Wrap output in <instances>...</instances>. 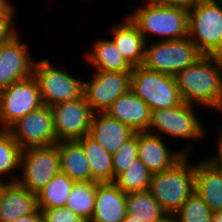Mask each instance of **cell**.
I'll return each instance as SVG.
<instances>
[{"instance_id": "39", "label": "cell", "mask_w": 222, "mask_h": 222, "mask_svg": "<svg viewBox=\"0 0 222 222\" xmlns=\"http://www.w3.org/2000/svg\"><path fill=\"white\" fill-rule=\"evenodd\" d=\"M121 222H143L139 219H136L134 216L126 215V217Z\"/></svg>"}, {"instance_id": "25", "label": "cell", "mask_w": 222, "mask_h": 222, "mask_svg": "<svg viewBox=\"0 0 222 222\" xmlns=\"http://www.w3.org/2000/svg\"><path fill=\"white\" fill-rule=\"evenodd\" d=\"M126 208L127 215L143 222H160L168 216L149 190L127 193Z\"/></svg>"}, {"instance_id": "44", "label": "cell", "mask_w": 222, "mask_h": 222, "mask_svg": "<svg viewBox=\"0 0 222 222\" xmlns=\"http://www.w3.org/2000/svg\"><path fill=\"white\" fill-rule=\"evenodd\" d=\"M38 222H47L43 217Z\"/></svg>"}, {"instance_id": "23", "label": "cell", "mask_w": 222, "mask_h": 222, "mask_svg": "<svg viewBox=\"0 0 222 222\" xmlns=\"http://www.w3.org/2000/svg\"><path fill=\"white\" fill-rule=\"evenodd\" d=\"M97 39L84 55L85 60H88L95 70L131 72L133 67L124 59L111 39Z\"/></svg>"}, {"instance_id": "1", "label": "cell", "mask_w": 222, "mask_h": 222, "mask_svg": "<svg viewBox=\"0 0 222 222\" xmlns=\"http://www.w3.org/2000/svg\"><path fill=\"white\" fill-rule=\"evenodd\" d=\"M175 78L185 103L222 113V65L218 56L203 55Z\"/></svg>"}, {"instance_id": "29", "label": "cell", "mask_w": 222, "mask_h": 222, "mask_svg": "<svg viewBox=\"0 0 222 222\" xmlns=\"http://www.w3.org/2000/svg\"><path fill=\"white\" fill-rule=\"evenodd\" d=\"M152 173L139 158L132 161L126 171L120 173L114 180V184L125 193L146 191Z\"/></svg>"}, {"instance_id": "21", "label": "cell", "mask_w": 222, "mask_h": 222, "mask_svg": "<svg viewBox=\"0 0 222 222\" xmlns=\"http://www.w3.org/2000/svg\"><path fill=\"white\" fill-rule=\"evenodd\" d=\"M195 191L212 212L222 210V173L204 158L195 162Z\"/></svg>"}, {"instance_id": "33", "label": "cell", "mask_w": 222, "mask_h": 222, "mask_svg": "<svg viewBox=\"0 0 222 222\" xmlns=\"http://www.w3.org/2000/svg\"><path fill=\"white\" fill-rule=\"evenodd\" d=\"M14 17H0V45L9 43L19 32L15 29Z\"/></svg>"}, {"instance_id": "19", "label": "cell", "mask_w": 222, "mask_h": 222, "mask_svg": "<svg viewBox=\"0 0 222 222\" xmlns=\"http://www.w3.org/2000/svg\"><path fill=\"white\" fill-rule=\"evenodd\" d=\"M37 194L18 182H8L0 196V222H14L17 218L38 210Z\"/></svg>"}, {"instance_id": "13", "label": "cell", "mask_w": 222, "mask_h": 222, "mask_svg": "<svg viewBox=\"0 0 222 222\" xmlns=\"http://www.w3.org/2000/svg\"><path fill=\"white\" fill-rule=\"evenodd\" d=\"M57 141L77 140L89 134L93 111L84 96L51 106Z\"/></svg>"}, {"instance_id": "26", "label": "cell", "mask_w": 222, "mask_h": 222, "mask_svg": "<svg viewBox=\"0 0 222 222\" xmlns=\"http://www.w3.org/2000/svg\"><path fill=\"white\" fill-rule=\"evenodd\" d=\"M75 181L63 172H58L47 183V185L37 193L38 208L50 209L65 207L66 201L71 193Z\"/></svg>"}, {"instance_id": "3", "label": "cell", "mask_w": 222, "mask_h": 222, "mask_svg": "<svg viewBox=\"0 0 222 222\" xmlns=\"http://www.w3.org/2000/svg\"><path fill=\"white\" fill-rule=\"evenodd\" d=\"M185 154L172 167L151 175L149 191L161 208L172 216L195 191V164Z\"/></svg>"}, {"instance_id": "10", "label": "cell", "mask_w": 222, "mask_h": 222, "mask_svg": "<svg viewBox=\"0 0 222 222\" xmlns=\"http://www.w3.org/2000/svg\"><path fill=\"white\" fill-rule=\"evenodd\" d=\"M43 105L37 80L32 75L0 91V130Z\"/></svg>"}, {"instance_id": "12", "label": "cell", "mask_w": 222, "mask_h": 222, "mask_svg": "<svg viewBox=\"0 0 222 222\" xmlns=\"http://www.w3.org/2000/svg\"><path fill=\"white\" fill-rule=\"evenodd\" d=\"M94 72L93 78L83 81V96L94 113L105 112L120 95L130 89L131 72Z\"/></svg>"}, {"instance_id": "30", "label": "cell", "mask_w": 222, "mask_h": 222, "mask_svg": "<svg viewBox=\"0 0 222 222\" xmlns=\"http://www.w3.org/2000/svg\"><path fill=\"white\" fill-rule=\"evenodd\" d=\"M213 212L196 191L172 215L174 222H212Z\"/></svg>"}, {"instance_id": "9", "label": "cell", "mask_w": 222, "mask_h": 222, "mask_svg": "<svg viewBox=\"0 0 222 222\" xmlns=\"http://www.w3.org/2000/svg\"><path fill=\"white\" fill-rule=\"evenodd\" d=\"M17 182L30 192L38 193L60 172L57 146L30 147L21 151Z\"/></svg>"}, {"instance_id": "11", "label": "cell", "mask_w": 222, "mask_h": 222, "mask_svg": "<svg viewBox=\"0 0 222 222\" xmlns=\"http://www.w3.org/2000/svg\"><path fill=\"white\" fill-rule=\"evenodd\" d=\"M7 131L22 150L30 147H48L58 142L51 107L45 104L18 119Z\"/></svg>"}, {"instance_id": "32", "label": "cell", "mask_w": 222, "mask_h": 222, "mask_svg": "<svg viewBox=\"0 0 222 222\" xmlns=\"http://www.w3.org/2000/svg\"><path fill=\"white\" fill-rule=\"evenodd\" d=\"M47 222H88L67 207L40 209Z\"/></svg>"}, {"instance_id": "15", "label": "cell", "mask_w": 222, "mask_h": 222, "mask_svg": "<svg viewBox=\"0 0 222 222\" xmlns=\"http://www.w3.org/2000/svg\"><path fill=\"white\" fill-rule=\"evenodd\" d=\"M163 139L166 137H160L147 131L138 132V158L152 174L169 169L185 154L190 155V150L192 151L190 142L187 148L173 150Z\"/></svg>"}, {"instance_id": "27", "label": "cell", "mask_w": 222, "mask_h": 222, "mask_svg": "<svg viewBox=\"0 0 222 222\" xmlns=\"http://www.w3.org/2000/svg\"><path fill=\"white\" fill-rule=\"evenodd\" d=\"M22 149L7 130H0V178L17 182ZM17 172V173H16ZM8 177V179L6 178ZM7 179V180H6Z\"/></svg>"}, {"instance_id": "43", "label": "cell", "mask_w": 222, "mask_h": 222, "mask_svg": "<svg viewBox=\"0 0 222 222\" xmlns=\"http://www.w3.org/2000/svg\"><path fill=\"white\" fill-rule=\"evenodd\" d=\"M204 1H208V2H222V0H204Z\"/></svg>"}, {"instance_id": "28", "label": "cell", "mask_w": 222, "mask_h": 222, "mask_svg": "<svg viewBox=\"0 0 222 222\" xmlns=\"http://www.w3.org/2000/svg\"><path fill=\"white\" fill-rule=\"evenodd\" d=\"M98 184L95 181L75 182L67 198L65 207L89 222L93 216Z\"/></svg>"}, {"instance_id": "41", "label": "cell", "mask_w": 222, "mask_h": 222, "mask_svg": "<svg viewBox=\"0 0 222 222\" xmlns=\"http://www.w3.org/2000/svg\"><path fill=\"white\" fill-rule=\"evenodd\" d=\"M160 222H174L173 217L168 215L164 220L160 221Z\"/></svg>"}, {"instance_id": "34", "label": "cell", "mask_w": 222, "mask_h": 222, "mask_svg": "<svg viewBox=\"0 0 222 222\" xmlns=\"http://www.w3.org/2000/svg\"><path fill=\"white\" fill-rule=\"evenodd\" d=\"M217 151L215 156L211 154V156H206L205 160L209 162L213 167H215L219 172L222 173V132L217 135Z\"/></svg>"}, {"instance_id": "22", "label": "cell", "mask_w": 222, "mask_h": 222, "mask_svg": "<svg viewBox=\"0 0 222 222\" xmlns=\"http://www.w3.org/2000/svg\"><path fill=\"white\" fill-rule=\"evenodd\" d=\"M60 170L75 182L91 181V171L81 144L77 140H63L56 144Z\"/></svg>"}, {"instance_id": "20", "label": "cell", "mask_w": 222, "mask_h": 222, "mask_svg": "<svg viewBox=\"0 0 222 222\" xmlns=\"http://www.w3.org/2000/svg\"><path fill=\"white\" fill-rule=\"evenodd\" d=\"M126 198L127 193L114 183H99L89 222H121L127 215Z\"/></svg>"}, {"instance_id": "35", "label": "cell", "mask_w": 222, "mask_h": 222, "mask_svg": "<svg viewBox=\"0 0 222 222\" xmlns=\"http://www.w3.org/2000/svg\"><path fill=\"white\" fill-rule=\"evenodd\" d=\"M162 5L179 7L189 10L199 0H154Z\"/></svg>"}, {"instance_id": "18", "label": "cell", "mask_w": 222, "mask_h": 222, "mask_svg": "<svg viewBox=\"0 0 222 222\" xmlns=\"http://www.w3.org/2000/svg\"><path fill=\"white\" fill-rule=\"evenodd\" d=\"M110 33L118 51L132 67L143 65L146 41L128 15L120 23H115Z\"/></svg>"}, {"instance_id": "7", "label": "cell", "mask_w": 222, "mask_h": 222, "mask_svg": "<svg viewBox=\"0 0 222 222\" xmlns=\"http://www.w3.org/2000/svg\"><path fill=\"white\" fill-rule=\"evenodd\" d=\"M202 56L188 36L168 41L147 42L143 66L175 76Z\"/></svg>"}, {"instance_id": "2", "label": "cell", "mask_w": 222, "mask_h": 222, "mask_svg": "<svg viewBox=\"0 0 222 222\" xmlns=\"http://www.w3.org/2000/svg\"><path fill=\"white\" fill-rule=\"evenodd\" d=\"M142 2L145 3L128 16L137 25L146 43L181 39L188 36V10L162 5L154 0H143ZM155 36L162 37L157 39Z\"/></svg>"}, {"instance_id": "5", "label": "cell", "mask_w": 222, "mask_h": 222, "mask_svg": "<svg viewBox=\"0 0 222 222\" xmlns=\"http://www.w3.org/2000/svg\"><path fill=\"white\" fill-rule=\"evenodd\" d=\"M188 37L203 55L222 51V2L199 0L188 10Z\"/></svg>"}, {"instance_id": "16", "label": "cell", "mask_w": 222, "mask_h": 222, "mask_svg": "<svg viewBox=\"0 0 222 222\" xmlns=\"http://www.w3.org/2000/svg\"><path fill=\"white\" fill-rule=\"evenodd\" d=\"M105 113L135 132L148 131L151 110L147 103L131 89L120 95Z\"/></svg>"}, {"instance_id": "42", "label": "cell", "mask_w": 222, "mask_h": 222, "mask_svg": "<svg viewBox=\"0 0 222 222\" xmlns=\"http://www.w3.org/2000/svg\"><path fill=\"white\" fill-rule=\"evenodd\" d=\"M217 56L219 57V60H220L221 65H222V51Z\"/></svg>"}, {"instance_id": "8", "label": "cell", "mask_w": 222, "mask_h": 222, "mask_svg": "<svg viewBox=\"0 0 222 222\" xmlns=\"http://www.w3.org/2000/svg\"><path fill=\"white\" fill-rule=\"evenodd\" d=\"M48 59L36 60L33 76L37 80L43 104L51 107L83 96V81Z\"/></svg>"}, {"instance_id": "6", "label": "cell", "mask_w": 222, "mask_h": 222, "mask_svg": "<svg viewBox=\"0 0 222 222\" xmlns=\"http://www.w3.org/2000/svg\"><path fill=\"white\" fill-rule=\"evenodd\" d=\"M130 89L147 103L150 110L175 107L184 102L175 76L143 65L131 70Z\"/></svg>"}, {"instance_id": "31", "label": "cell", "mask_w": 222, "mask_h": 222, "mask_svg": "<svg viewBox=\"0 0 222 222\" xmlns=\"http://www.w3.org/2000/svg\"><path fill=\"white\" fill-rule=\"evenodd\" d=\"M138 158V132L124 142L120 149L112 155L114 180L122 172L126 171L132 161Z\"/></svg>"}, {"instance_id": "38", "label": "cell", "mask_w": 222, "mask_h": 222, "mask_svg": "<svg viewBox=\"0 0 222 222\" xmlns=\"http://www.w3.org/2000/svg\"><path fill=\"white\" fill-rule=\"evenodd\" d=\"M212 222H222V210L213 212Z\"/></svg>"}, {"instance_id": "40", "label": "cell", "mask_w": 222, "mask_h": 222, "mask_svg": "<svg viewBox=\"0 0 222 222\" xmlns=\"http://www.w3.org/2000/svg\"><path fill=\"white\" fill-rule=\"evenodd\" d=\"M7 183H8V181H5L4 179L0 178V196H1V193Z\"/></svg>"}, {"instance_id": "24", "label": "cell", "mask_w": 222, "mask_h": 222, "mask_svg": "<svg viewBox=\"0 0 222 222\" xmlns=\"http://www.w3.org/2000/svg\"><path fill=\"white\" fill-rule=\"evenodd\" d=\"M81 144L91 171V181L113 183L114 171L112 154L105 150L89 135L77 139Z\"/></svg>"}, {"instance_id": "36", "label": "cell", "mask_w": 222, "mask_h": 222, "mask_svg": "<svg viewBox=\"0 0 222 222\" xmlns=\"http://www.w3.org/2000/svg\"><path fill=\"white\" fill-rule=\"evenodd\" d=\"M10 0H0V17H15L16 7Z\"/></svg>"}, {"instance_id": "14", "label": "cell", "mask_w": 222, "mask_h": 222, "mask_svg": "<svg viewBox=\"0 0 222 222\" xmlns=\"http://www.w3.org/2000/svg\"><path fill=\"white\" fill-rule=\"evenodd\" d=\"M20 33L9 43L0 45V91L16 81L33 75L35 60L22 42Z\"/></svg>"}, {"instance_id": "17", "label": "cell", "mask_w": 222, "mask_h": 222, "mask_svg": "<svg viewBox=\"0 0 222 222\" xmlns=\"http://www.w3.org/2000/svg\"><path fill=\"white\" fill-rule=\"evenodd\" d=\"M134 134L135 131L129 126L105 112H95L92 115L88 135L112 155Z\"/></svg>"}, {"instance_id": "4", "label": "cell", "mask_w": 222, "mask_h": 222, "mask_svg": "<svg viewBox=\"0 0 222 222\" xmlns=\"http://www.w3.org/2000/svg\"><path fill=\"white\" fill-rule=\"evenodd\" d=\"M194 109L195 105L183 102L175 107L151 110L147 132L160 137L166 134L174 140H202L207 136V130Z\"/></svg>"}, {"instance_id": "37", "label": "cell", "mask_w": 222, "mask_h": 222, "mask_svg": "<svg viewBox=\"0 0 222 222\" xmlns=\"http://www.w3.org/2000/svg\"><path fill=\"white\" fill-rule=\"evenodd\" d=\"M42 217V211L38 209L35 213L19 217L14 222H38Z\"/></svg>"}]
</instances>
